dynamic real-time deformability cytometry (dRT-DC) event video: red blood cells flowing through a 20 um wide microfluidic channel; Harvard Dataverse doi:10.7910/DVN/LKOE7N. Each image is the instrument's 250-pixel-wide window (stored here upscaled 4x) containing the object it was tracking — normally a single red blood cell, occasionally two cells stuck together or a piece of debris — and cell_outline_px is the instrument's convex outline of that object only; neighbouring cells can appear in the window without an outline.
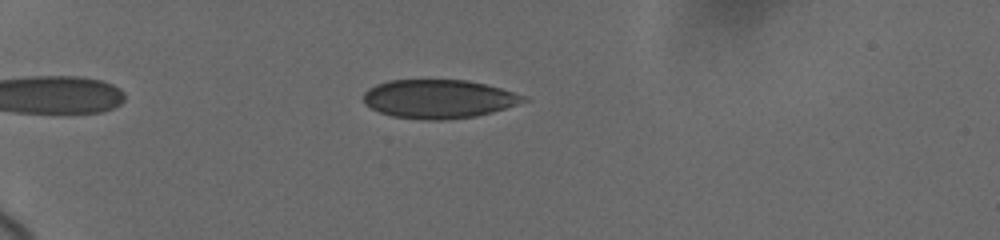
{"species": "human", "species_latin": "Homo sapiens", "temperature_condition": "cold", "stored_images_in_passage": 7, "camera_frame_rate_fps": 3000, "um_per_image_px": 0.085, "donor": {"sex": "female"}, "frame": {"image": 1, "passage_image": 1, "time_ms": 0.0, "image_size_px": [1000, 240], "cell_outline_px": [[532, 100], [492, 112], [476, 116], [444, 120], [424, 120], [392, 116], [380, 112], [364, 104], [364, 92], [368, 88], [376, 84], [388, 80], [468, 80], [500, 88], [524, 96]], "centroid_in_image_um": [37.28, 8.41], "position_along_channel_um": 47.7, "area_um2": 36.13}}